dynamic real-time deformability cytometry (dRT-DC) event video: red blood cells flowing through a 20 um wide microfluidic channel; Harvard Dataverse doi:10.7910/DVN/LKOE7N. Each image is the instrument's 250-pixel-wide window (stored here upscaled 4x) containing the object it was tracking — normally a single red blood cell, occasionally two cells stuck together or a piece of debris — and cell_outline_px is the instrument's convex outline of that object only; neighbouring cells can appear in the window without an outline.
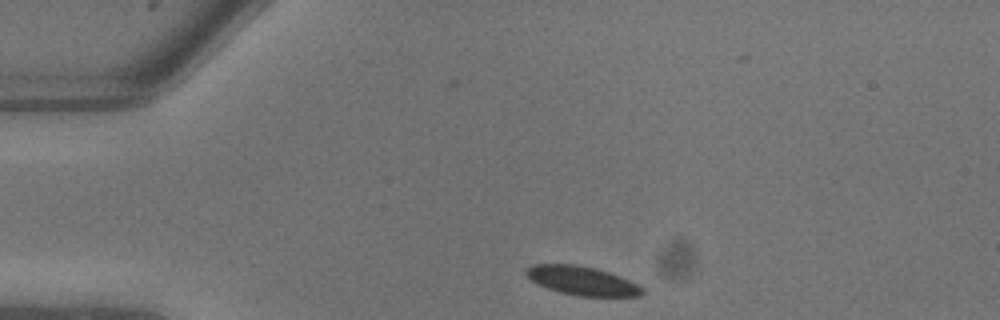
{"species": "common noctule bat (a hibernating species)", "species_latin": "Nyctalus noctula", "temperature_condition": "warm", "stored_images_in_passage": 4, "camera_frame_rate_fps": 3000, "um_per_image_px": 0.085, "animal": {"sex": "male", "body_mass_g": 13.3}, "frame": {"image": 1, "passage_image": 1, "time_ms": 0.0, "image_size_px": [1000, 320], "cell_outline_px": [[644, 292], [640, 296], [580, 296], [560, 292], [536, 284], [524, 272], [532, 264], [576, 264], [596, 268], [608, 272], [628, 280], [644, 288]], "centroid_in_image_um": [49.46, 23.86], "position_along_channel_um": 35.5, "area_um2": 19.36}}